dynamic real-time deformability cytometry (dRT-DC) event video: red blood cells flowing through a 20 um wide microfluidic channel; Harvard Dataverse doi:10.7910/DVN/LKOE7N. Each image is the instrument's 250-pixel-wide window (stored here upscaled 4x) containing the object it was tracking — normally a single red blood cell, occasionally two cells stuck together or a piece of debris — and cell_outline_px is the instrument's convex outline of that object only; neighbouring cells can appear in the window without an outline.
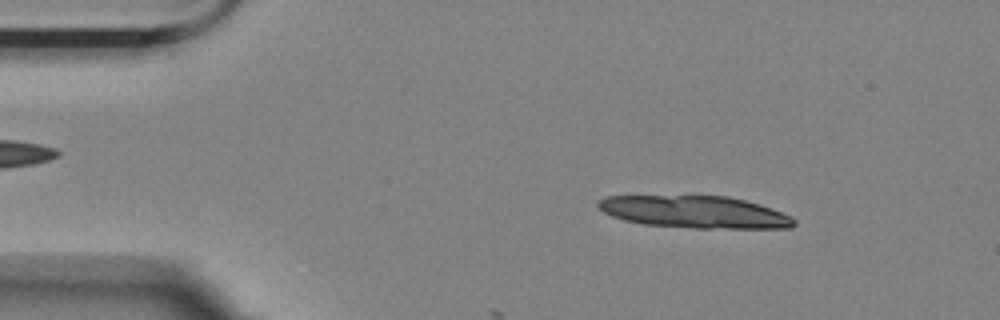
{"species": "Egyptian fruit bat (a non-hibernating species)", "species_latin": "Rousettus aegyptiacus", "temperature_condition": "room temperature", "stored_images_in_passage": 5, "camera_frame_rate_fps": 3000, "um_per_image_px": 0.085, "animal": {"sex": "female"}, "frame": {"image": 1, "passage_image": 3, "time_ms": 0.667, "image_size_px": [1000, 320], "cell_outline_px": [[796, 224], [792, 228], [692, 228], [640, 224], [624, 220], [612, 216], [604, 212], [596, 204], [604, 196], [728, 196], [760, 204], [772, 208], [792, 216], [796, 220]], "centroid_in_image_um": [59.09, 18.02], "position_along_channel_um": 25.9, "area_um2": 36.93}}